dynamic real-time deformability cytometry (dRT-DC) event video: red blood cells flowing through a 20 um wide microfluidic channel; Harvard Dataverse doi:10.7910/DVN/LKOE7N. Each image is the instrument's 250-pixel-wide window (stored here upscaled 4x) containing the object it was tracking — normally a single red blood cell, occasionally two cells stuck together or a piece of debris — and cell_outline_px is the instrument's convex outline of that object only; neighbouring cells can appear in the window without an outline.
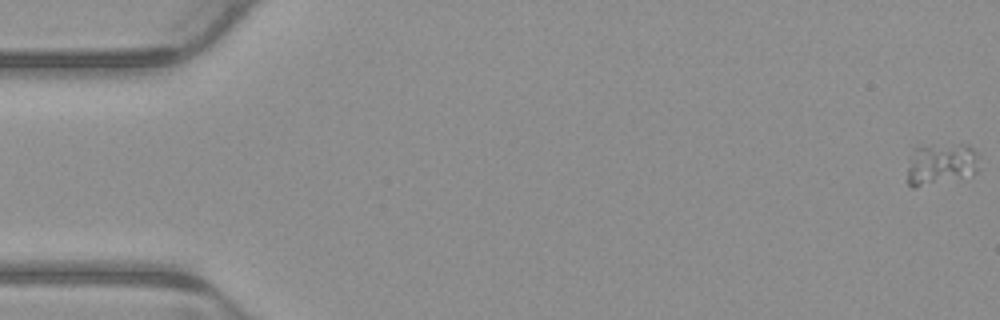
{"species": "common noctule bat (a hibernating species)", "species_latin": "Nyctalus noctula", "temperature_condition": "warm", "stored_images_in_passage": 4, "camera_frame_rate_fps": 3000, "um_per_image_px": 0.085, "animal": {"sex": "male", "body_mass_g": 23.1, "forearm_length_mm": 52.7}, "frame": {"image": 1, "passage_image": 1, "time_ms": 0.0, "image_size_px": [1000, 320], "cell_outline_px": [[980, 168], [972, 176], [916, 188], [912, 188], [908, 184], [908, 168], [912, 148], [960, 144], [968, 144], [976, 152]], "centroid_in_image_um": [80.01, 13.98], "position_along_channel_um": 5.0, "area_um2": 17.69}}
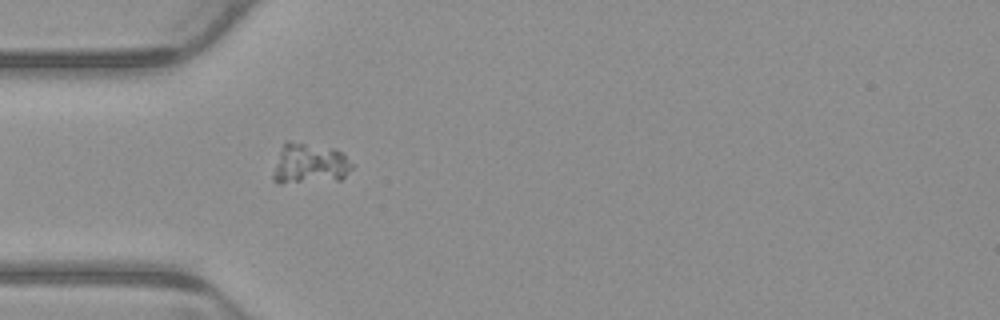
{"frame": {"image": 2, "passage_image": 4, "time_ms": 1.0, "image_size_px": [1000, 320], "cell_outline_px": [[356, 164], [340, 180], [280, 184], [272, 180], [272, 176], [280, 152], [284, 144], [288, 140], [336, 148], [344, 152]], "centroid_in_image_um": [26.39, 13.92], "position_along_channel_um": 58.6, "area_um2": 19.13}}